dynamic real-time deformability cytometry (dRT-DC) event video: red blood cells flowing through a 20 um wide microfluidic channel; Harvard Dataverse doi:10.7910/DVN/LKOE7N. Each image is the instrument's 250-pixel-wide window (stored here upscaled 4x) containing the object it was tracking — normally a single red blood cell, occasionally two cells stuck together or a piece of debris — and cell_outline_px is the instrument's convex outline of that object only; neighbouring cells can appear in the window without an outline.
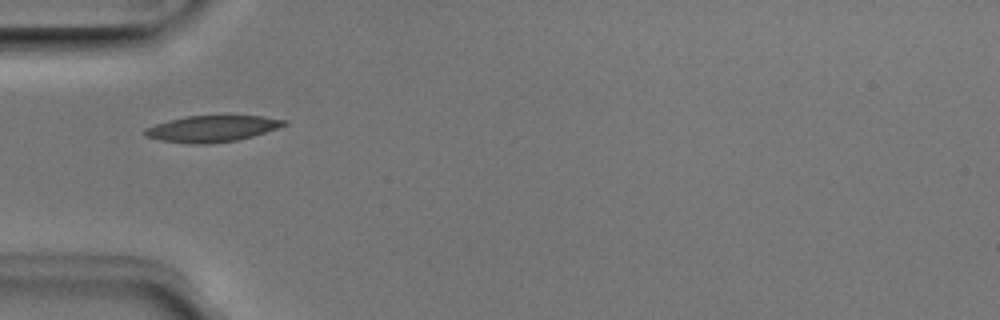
{"species": "Egyptian fruit bat (a non-hibernating species)", "species_latin": "Rousettus aegyptiacus", "temperature_condition": "room temperature", "stored_images_in_passage": 40, "camera_frame_rate_fps": 3000, "um_per_image_px": 0.085, "animal": {"sex": "male"}, "frame": {"image": 1, "passage_image": 5, "time_ms": 1.333, "image_size_px": [1000, 320], "cell_outline_px": [[288, 124], [252, 136], [236, 140], [208, 144], [192, 144], [160, 140], [144, 136], [144, 128], [168, 120], [188, 116], [264, 116], [288, 120]], "centroid_in_image_um": [18.0, 10.94], "position_along_channel_um": 67.0, "area_um2": 21.21}}
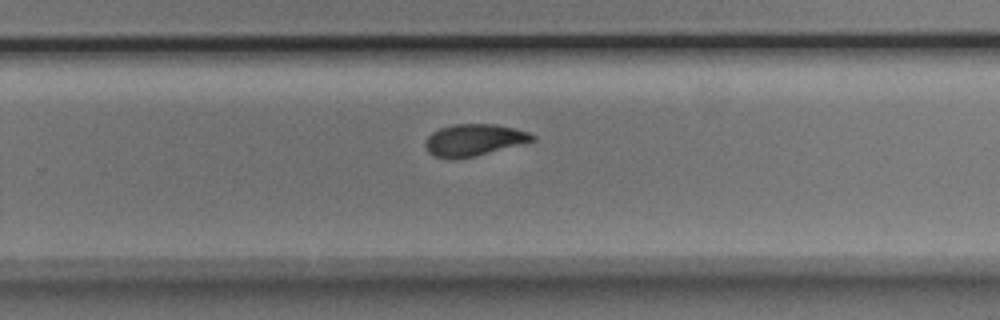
{"frame": {"image": 2, "passage_image": 22, "time_ms": 7.0, "image_size_px": [1000, 320], "cell_outline_px": [[536, 140], [524, 144], [472, 156], [432, 156], [428, 152], [424, 144], [428, 136], [432, 132], [440, 128], [452, 124], [496, 124], [528, 132], [536, 136]], "centroid_in_image_um": [40.32, 11.86], "position_along_channel_um": 289.5, "area_um2": 19.36}}
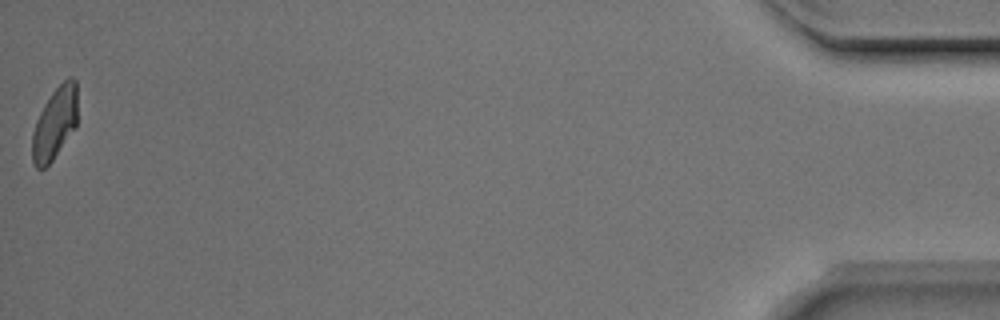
{"frame": {"image": 3, "passage_image": 40, "time_ms": 13.0, "image_size_px": [1000, 320], "cell_outline_px": [[76, 128], [52, 160], [44, 168], [36, 168], [32, 164], [32, 132], [36, 120], [44, 104], [52, 92], [68, 76], [72, 76], [76, 80]], "centroid_in_image_um": [4.64, 10.48], "position_along_channel_um": 430.6, "area_um2": 19.02}, "authors_computed_cell_mechanics": {"area_um2": 20.1433, "velocity_mm_per_s": 3.9394, "shape_relaxation_time_tau1_ms": 3.2092, "shape_relaxation_time_tau2_ms": 1.7332, "deformation_change_tau1": 0.1244, "deformation_change_tau2": 0.066}}